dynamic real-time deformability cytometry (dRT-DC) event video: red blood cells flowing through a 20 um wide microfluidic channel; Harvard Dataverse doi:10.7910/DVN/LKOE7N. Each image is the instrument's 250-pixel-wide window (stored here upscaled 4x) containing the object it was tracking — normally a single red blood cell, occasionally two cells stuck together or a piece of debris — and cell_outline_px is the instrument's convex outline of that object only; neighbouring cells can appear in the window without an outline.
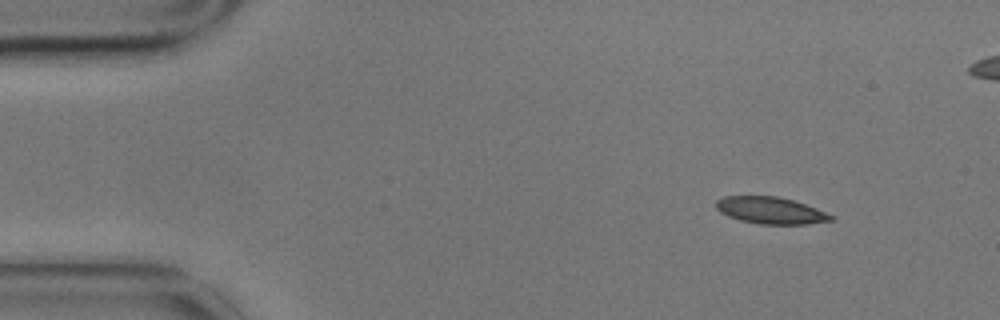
{"species": "common noctule bat (a hibernating species)", "species_latin": "Nyctalus noctula", "temperature_condition": "cold", "stored_images_in_passage": 4, "segment_of_instrument_passage": [1, 2], "camera_frame_rate_fps": 3000, "um_per_image_px": 0.085, "animal": {"sex": "male", "body_mass_g": 17.9}, "frame": {"image": 1, "passage_image": 1, "time_ms": 0.0, "image_size_px": [1000, 320], "cell_outline_px": [[836, 220], [808, 224], [760, 224], [740, 220], [728, 216], [720, 212], [716, 208], [716, 200], [724, 196], [776, 196], [792, 200], [816, 208], [836, 216]], "centroid_in_image_um": [65.53, 17.89], "position_along_channel_um": 19.5, "area_um2": 18.03}}